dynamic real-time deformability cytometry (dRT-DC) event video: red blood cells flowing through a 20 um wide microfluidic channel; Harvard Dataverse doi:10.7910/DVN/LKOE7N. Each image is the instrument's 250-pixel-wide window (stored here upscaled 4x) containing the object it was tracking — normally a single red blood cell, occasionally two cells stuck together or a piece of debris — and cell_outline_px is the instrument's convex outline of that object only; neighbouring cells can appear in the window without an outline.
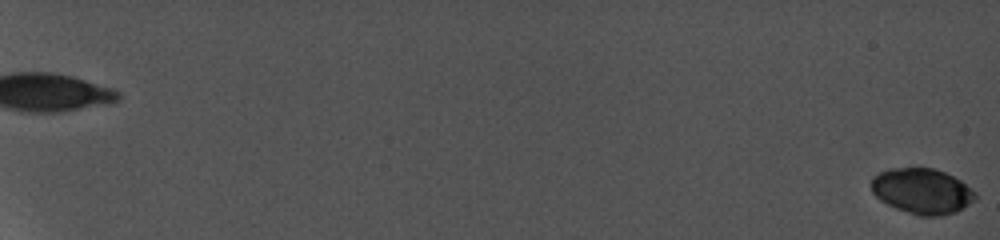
{"species": "common noctule bat (a hibernating species)", "species_latin": "Nyctalus noctula", "temperature_condition": "cold", "stored_images_in_passage": 12, "camera_frame_rate_fps": 5000, "um_per_image_px": 0.085, "animal": {"sex": "female", "body_mass_g": 19.0, "forearm_length_mm": 56.7}, "frame": {"image": 1, "passage_image": 1, "time_ms": 0.0, "image_size_px": [1000, 240], "cell_outline_px": [[976, 196], [960, 208], [952, 212], [936, 216], [920, 216], [896, 208], [888, 204], [876, 196], [872, 192], [872, 180], [880, 172], [900, 168], [932, 168], [944, 172], [960, 180]], "centroid_in_image_um": [78.32, 16.24], "position_along_channel_um": 6.7, "area_um2": 26.41}}
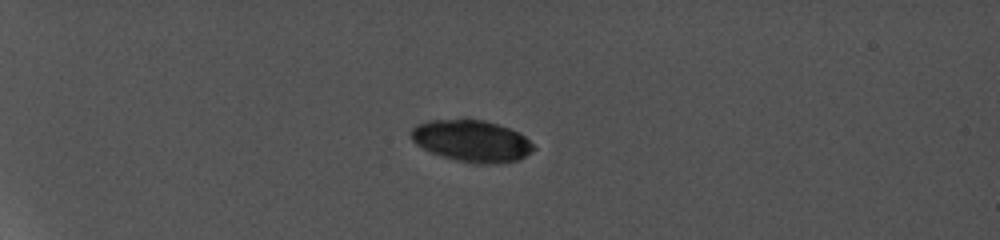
{"frame": {"image": 2, "passage_image": 9, "time_ms": 6.6, "image_size_px": [1000, 240], "cell_outline_px": [[532, 148], [524, 156], [516, 160], [476, 164], [444, 156], [432, 152], [424, 148], [412, 140], [412, 128], [420, 124], [432, 120], [484, 120], [508, 128], [524, 136], [532, 144]], "centroid_in_image_um": [40.07, 11.96], "position_along_channel_um": 44.9, "area_um2": 28.44}}